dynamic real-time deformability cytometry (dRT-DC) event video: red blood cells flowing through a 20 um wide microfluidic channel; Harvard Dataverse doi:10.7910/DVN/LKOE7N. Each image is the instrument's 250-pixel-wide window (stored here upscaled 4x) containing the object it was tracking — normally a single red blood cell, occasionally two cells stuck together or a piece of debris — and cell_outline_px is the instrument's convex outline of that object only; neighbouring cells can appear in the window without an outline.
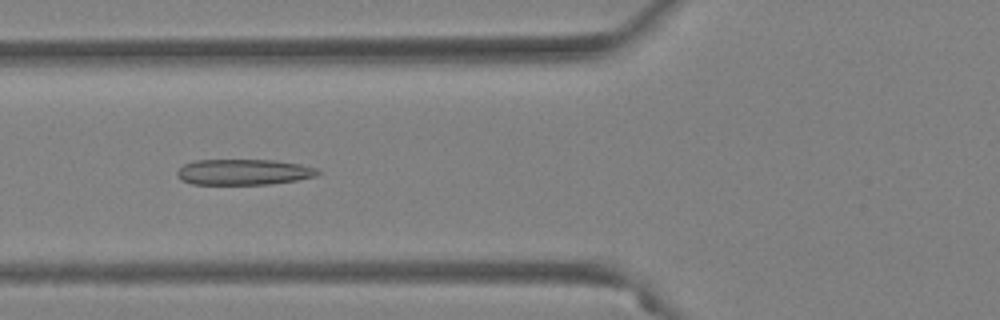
{"species": "Egyptian fruit bat (a non-hibernating species)", "species_latin": "Rousettus aegyptiacus", "temperature_condition": "warm", "stored_images_in_passage": 52, "camera_frame_rate_fps": 3000, "um_per_image_px": 0.085, "animal": {"sex": "female"}, "frame": {"image": 1, "passage_image": 20, "time_ms": 6.333, "image_size_px": [1000, 320], "cell_outline_px": [[320, 172], [316, 176], [296, 180], [272, 184], [192, 184], [180, 180], [176, 176], [176, 172], [184, 164], [196, 160], [272, 160], [300, 164], [316, 168]], "centroid_in_image_um": [20.68, 14.62], "position_along_channel_um": 105.1, "area_um2": 21.1}}
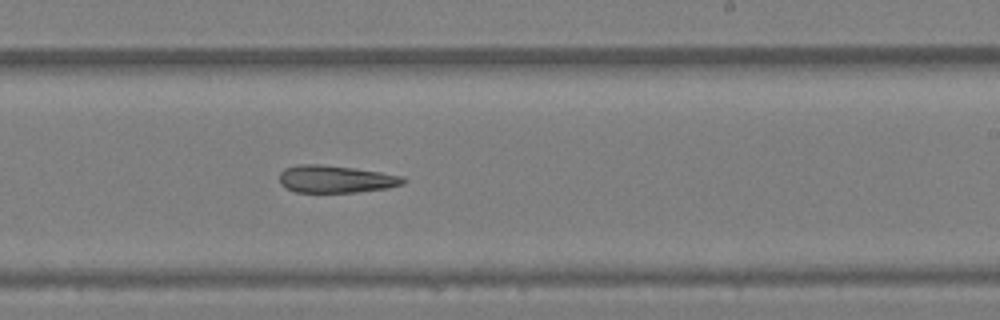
{"frame": {"image": 2, "passage_image": 32, "time_ms": 10.333, "image_size_px": [1000, 320], "cell_outline_px": [[408, 180], [404, 184], [388, 188], [356, 192], [296, 192], [280, 184], [280, 172], [284, 168], [300, 164], [320, 164], [356, 168], [404, 176]], "centroid_in_image_um": [28.57, 15.21], "position_along_channel_um": 260.4, "area_um2": 19.88}}
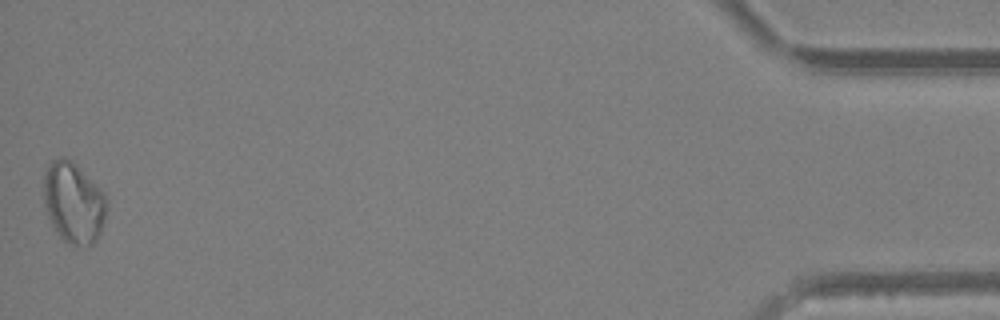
{"frame": {"image": 3, "passage_image": 52, "time_ms": 17.0, "image_size_px": [1000, 320], "cell_outline_px": [[108, 208], [100, 232], [96, 240], [92, 244], [68, 244], [60, 236], [52, 224], [48, 216], [44, 204], [44, 172], [48, 164], [52, 160], [60, 156], [64, 156], [72, 160], [104, 192], [108, 200]], "centroid_in_image_um": [6.26, 17.18], "position_along_channel_um": 428.9, "area_um2": 29.77}, "authors_computed_cell_mechanics": {"area_um2": 23.2934, "velocity_mm_per_s": 3.898, "shape_relaxation_time_tau1_ms": null, "shape_relaxation_time_tau2_ms": 8.7158, "deformation_change_tau1": null, "deformation_change_tau2": 0.2007}}